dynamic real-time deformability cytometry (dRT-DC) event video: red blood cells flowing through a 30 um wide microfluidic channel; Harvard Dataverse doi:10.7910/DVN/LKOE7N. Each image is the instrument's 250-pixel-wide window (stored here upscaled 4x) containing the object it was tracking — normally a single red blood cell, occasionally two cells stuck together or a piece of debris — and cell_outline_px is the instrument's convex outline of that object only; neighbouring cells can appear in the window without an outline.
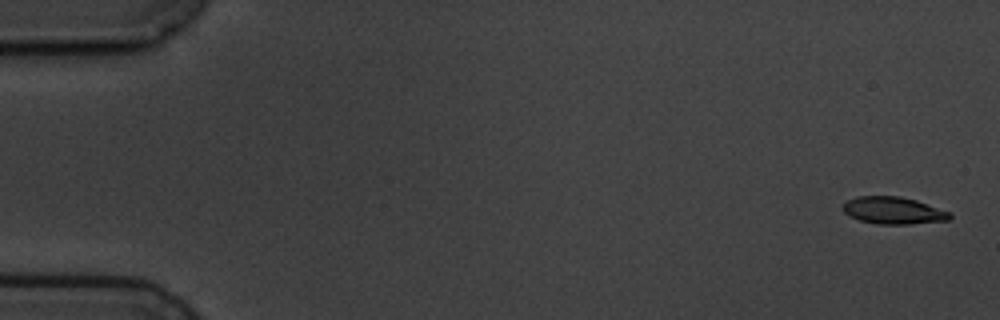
{"species": "common noctule bat (a hibernating species)", "species_latin": "Nyctalus noctula", "temperature_condition": "cold", "stored_images_in_passage": 6, "segment_of_instrument_passage": [1, 2], "camera_frame_rate_fps": 3000, "um_per_image_px": 0.085, "animal": {"sex": "male", "body_mass_g": 19.5, "forearm_length_mm": 54.6}, "frame": {"image": 1, "passage_image": 1, "time_ms": 0.0, "image_size_px": [1000, 320], "cell_outline_px": [[952, 216], [948, 220], [912, 224], [880, 224], [860, 220], [848, 216], [844, 212], [844, 204], [848, 200], [856, 196], [900, 196], [916, 200], [952, 212]], "centroid_in_image_um": [75.96, 17.89], "position_along_channel_um": 9.0, "area_um2": 16.94}}
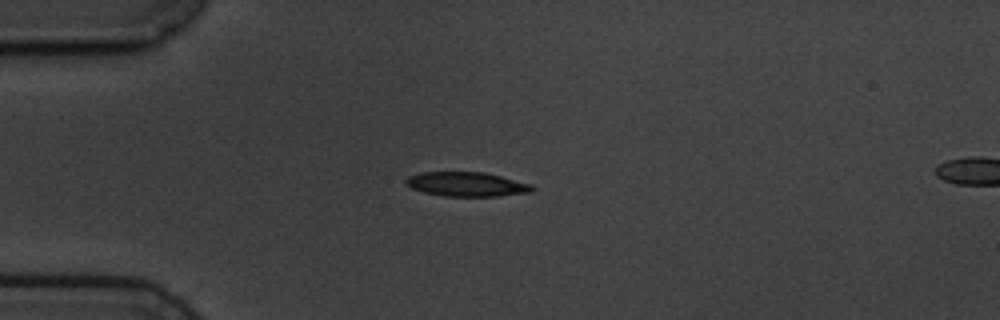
{"frame": {"image": 2, "passage_image": 5, "time_ms": 4.333, "image_size_px": [1000, 320], "cell_outline_px": [[536, 188], [532, 192], [500, 196], [444, 196], [424, 192], [412, 188], [404, 184], [404, 180], [408, 176], [420, 172], [484, 172], [532, 184]], "centroid_in_image_um": [39.66, 15.66], "position_along_channel_um": 45.3, "area_um2": 18.03}}